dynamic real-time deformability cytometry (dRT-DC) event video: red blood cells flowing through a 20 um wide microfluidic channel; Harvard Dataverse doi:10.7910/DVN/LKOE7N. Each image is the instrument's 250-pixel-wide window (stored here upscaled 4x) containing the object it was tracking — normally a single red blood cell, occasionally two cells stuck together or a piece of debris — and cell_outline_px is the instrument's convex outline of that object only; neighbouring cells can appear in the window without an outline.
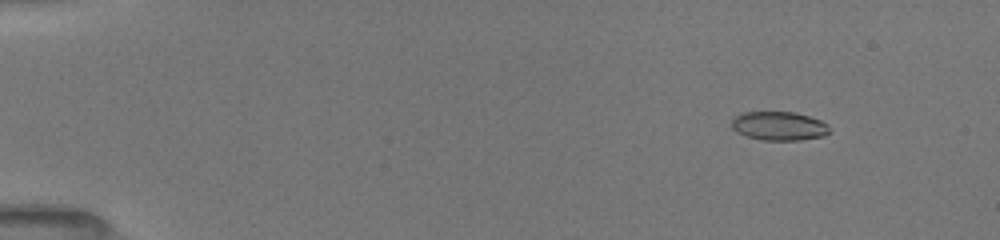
{"species": "common noctule bat (a hibernating species)", "species_latin": "Nyctalus noctula", "temperature_condition": "room temperature", "stored_images_in_passage": 63, "camera_frame_rate_fps": 3000, "um_per_image_px": 0.085, "animal": {"sex": "female", "body_mass_g": 19.5, "forearm_length_mm": 54.1}, "frame": {"image": 1, "passage_image": 9, "time_ms": 2.0, "image_size_px": [1000, 240], "cell_outline_px": [[828, 132], [824, 136], [800, 140], [760, 140], [736, 132], [732, 128], [732, 116], [740, 112], [796, 112], [820, 120], [828, 124]], "centroid_in_image_um": [66.17, 10.7], "position_along_channel_um": 18.8, "area_um2": 16.53}}
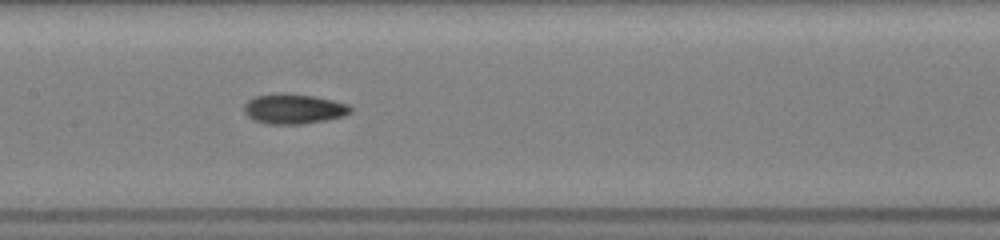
{"frame": {"image": 2, "passage_image": 30, "time_ms": 9.0, "image_size_px": [1000, 240], "cell_outline_px": [[352, 112], [344, 116], [328, 120], [304, 124], [268, 124], [252, 120], [244, 112], [244, 104], [248, 100], [256, 96], [280, 92], [288, 92], [312, 96], [332, 100], [348, 104], [352, 108]], "centroid_in_image_um": [24.96, 9.25], "position_along_channel_um": 182.4, "area_um2": 18.9}}
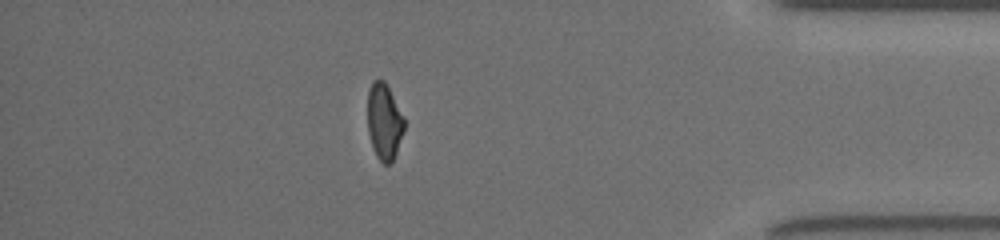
{"frame": {"image": 3, "passage_image": 55, "time_ms": 15.333, "image_size_px": [1000, 240], "cell_outline_px": [[404, 132], [396, 152], [392, 160], [388, 164], [384, 164], [376, 156], [372, 148], [368, 132], [368, 88], [372, 80], [384, 80], [404, 116]], "centroid_in_image_um": [32.65, 10.32], "position_along_channel_um": 402.6, "area_um2": 16.3}, "authors_computed_cell_mechanics": {"area_um2": 17.2822, "velocity_mm_per_s": 3.9962, "shape_relaxation_time_tau1_ms": null, "shape_relaxation_time_tau2_ms": 3.3539, "deformation_change_tau1": null, "deformation_change_tau2": 0.0932}}